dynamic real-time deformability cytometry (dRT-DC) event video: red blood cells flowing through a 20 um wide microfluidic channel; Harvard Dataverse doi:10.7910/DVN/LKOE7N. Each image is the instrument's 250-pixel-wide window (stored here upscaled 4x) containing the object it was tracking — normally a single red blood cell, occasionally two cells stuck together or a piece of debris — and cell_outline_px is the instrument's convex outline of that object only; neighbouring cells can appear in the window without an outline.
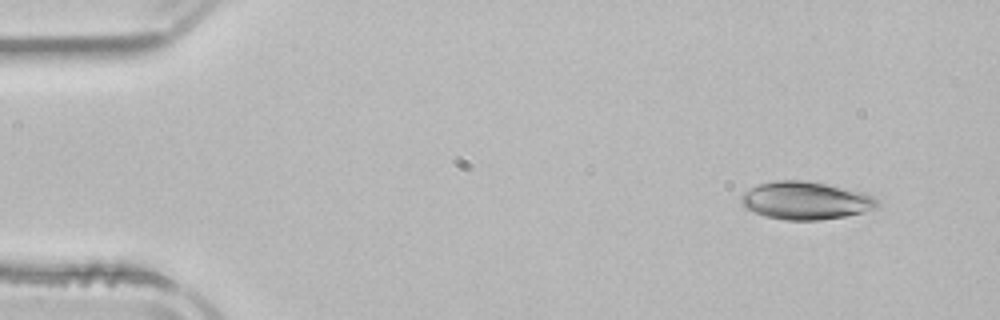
{"species": "common noctule bat (a hibernating species)", "species_latin": "Nyctalus noctula", "temperature_condition": "room temperature", "stored_images_in_passage": 5, "camera_frame_rate_fps": 3000, "um_per_image_px": 0.085, "animal": {"sex": "male", "body_mass_g": 21.5, "forearm_length_mm": 52.0}, "frame": {"image": 1, "passage_image": 2, "time_ms": 1.333, "image_size_px": [1000, 320], "cell_outline_px": [[880, 208], [864, 212], [844, 216], [820, 220], [784, 220], [764, 216], [744, 208], [740, 200], [740, 196], [744, 192], [756, 184], [776, 180], [808, 180], [864, 192], [872, 196], [880, 204]], "centroid_in_image_um": [68.47, 17.04], "position_along_channel_um": 16.5, "area_um2": 30.4}}
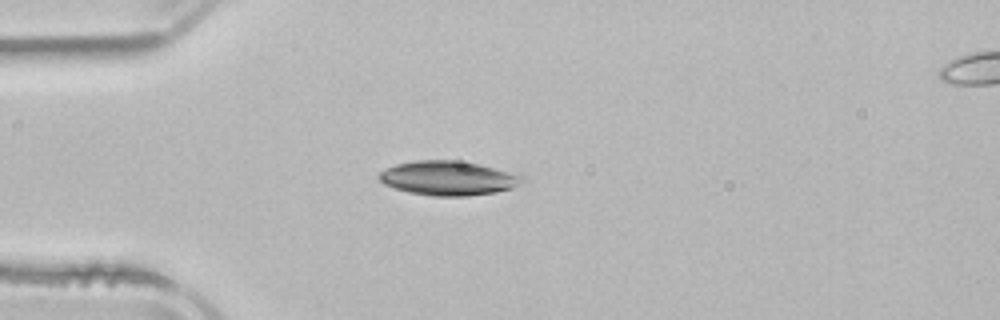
{"frame": {"image": 2, "passage_image": 4, "time_ms": 4.333, "image_size_px": [1000, 320], "cell_outline_px": [[528, 180], [512, 188], [496, 192], [468, 196], [432, 196], [408, 192], [392, 188], [384, 184], [376, 176], [380, 172], [396, 164], [416, 160], [456, 160], [516, 172], [524, 176]], "centroid_in_image_um": [38.14, 15.15], "position_along_channel_um": 46.9, "area_um2": 28.96}}